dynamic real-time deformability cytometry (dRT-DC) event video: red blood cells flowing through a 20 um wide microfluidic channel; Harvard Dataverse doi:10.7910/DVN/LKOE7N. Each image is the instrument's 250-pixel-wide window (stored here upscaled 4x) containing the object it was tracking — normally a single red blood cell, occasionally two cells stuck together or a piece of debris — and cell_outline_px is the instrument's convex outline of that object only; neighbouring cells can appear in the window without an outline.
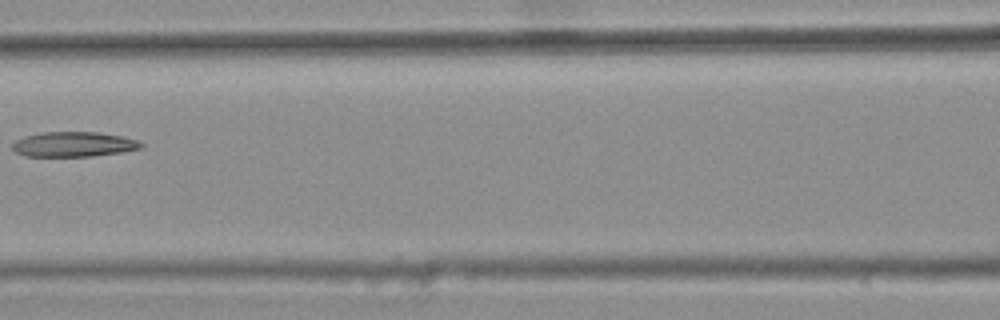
{"species": "common noctule bat (a hibernating species)", "species_latin": "Nyctalus noctula", "temperature_condition": "warm", "stored_images_in_passage": 4, "camera_frame_rate_fps": 3000, "um_per_image_px": 0.085, "animal": {"sex": "female", "body_mass_g": 25.1}, "frame": {"image": 1, "passage_image": 3, "time_ms": 0.667, "image_size_px": [1000, 320], "cell_outline_px": [[144, 148], [120, 152], [92, 156], [24, 156], [16, 152], [12, 148], [12, 144], [16, 140], [40, 132], [96, 132], [124, 136], [136, 140], [144, 144]], "centroid_in_image_um": [6.29, 12.26], "position_along_channel_um": 160.3, "area_um2": 18.67}}
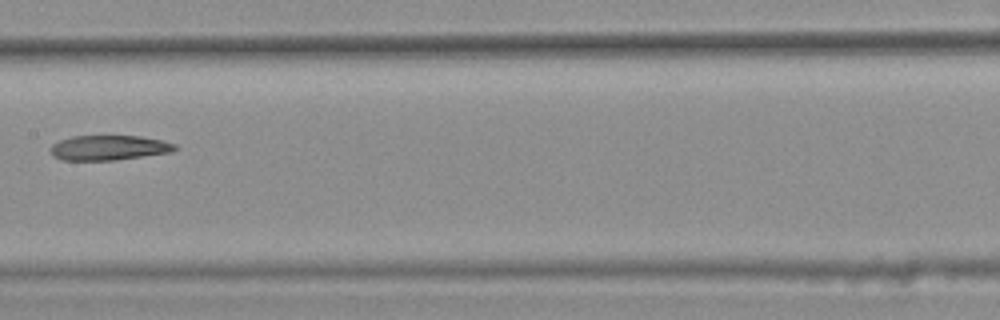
{"frame": {"image": 2, "passage_image": 4, "time_ms": 1.0, "image_size_px": [1000, 320], "cell_outline_px": [[176, 148], [172, 152], [112, 160], [60, 160], [52, 156], [48, 148], [52, 144], [60, 140], [72, 136], [140, 136], [160, 140], [176, 144]], "centroid_in_image_um": [9.18, 12.56], "position_along_channel_um": 198.2, "area_um2": 18.03}}